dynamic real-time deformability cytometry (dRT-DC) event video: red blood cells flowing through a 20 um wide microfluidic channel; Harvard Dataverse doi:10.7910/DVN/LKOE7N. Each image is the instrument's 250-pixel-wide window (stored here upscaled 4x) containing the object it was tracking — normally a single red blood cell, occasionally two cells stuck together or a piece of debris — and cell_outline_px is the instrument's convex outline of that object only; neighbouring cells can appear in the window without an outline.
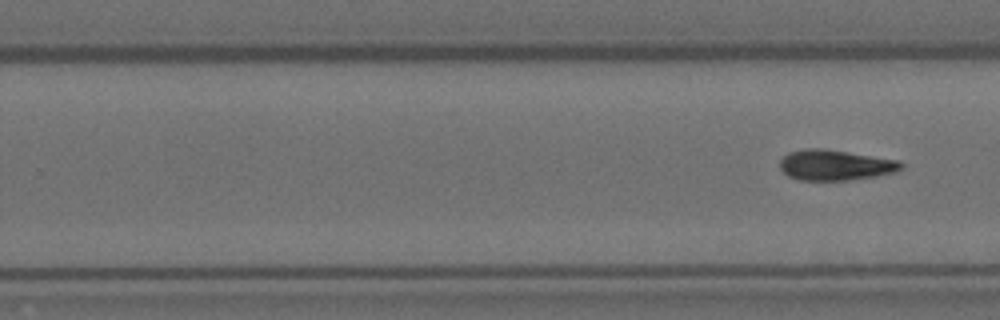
{"species": "Egyptian fruit bat (a non-hibernating species)", "species_latin": "Rousettus aegyptiacus", "temperature_condition": "room temperature", "stored_images_in_passage": 11, "segment_of_instrument_passage": [2, 2], "camera_frame_rate_fps": 3000, "um_per_image_px": 0.085, "animal": {"sex": "female"}, "frame": {"image": 1, "passage_image": 11, "time_ms": 3.333, "image_size_px": [1000, 320], "cell_outline_px": [[904, 168], [896, 172], [876, 176], [848, 180], [800, 180], [788, 176], [780, 168], [780, 160], [788, 152], [808, 148], [820, 148], [900, 160], [904, 164]], "centroid_in_image_um": [71.02, 14.03], "position_along_channel_um": 258.8, "area_um2": 21.56}}